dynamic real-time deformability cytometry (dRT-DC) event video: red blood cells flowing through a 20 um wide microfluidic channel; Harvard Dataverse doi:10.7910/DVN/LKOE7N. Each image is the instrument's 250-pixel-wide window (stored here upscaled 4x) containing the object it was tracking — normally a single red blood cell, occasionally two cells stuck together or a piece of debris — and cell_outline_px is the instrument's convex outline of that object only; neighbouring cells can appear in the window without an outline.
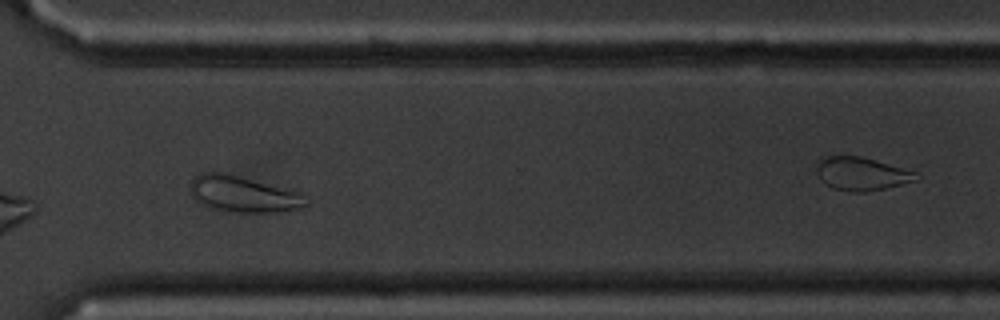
{"species": "common noctule bat (a hibernating species)", "species_latin": "Nyctalus noctula", "temperature_condition": "cold", "stored_images_in_passage": 37, "camera_frame_rate_fps": 3000, "um_per_image_px": 0.085, "animal": {"sex": "male", "body_mass_g": 20.1, "forearm_length_mm": 53.5}, "frame": {"image": 1, "passage_image": 27, "time_ms": 8.667, "image_size_px": [1000, 320], "cell_outline_px": [[308, 204], [300, 208], [272, 212], [236, 212], [216, 208], [204, 204], [196, 200], [192, 196], [192, 180], [200, 172], [220, 172], [236, 176], [296, 192]], "centroid_in_image_um": [20.61, 16.51], "position_along_channel_um": 350.0, "area_um2": 23.06}, "authors_computed_cell_mechanics": {"area_um2": 19.8254, "velocity_mm_per_s": 3.4335, "shape_relaxation_time_tau1_ms": null, "shape_relaxation_time_tau2_ms": 8.0078, "deformation_change_tau1": null, "deformation_change_tau2": 0.1343}}